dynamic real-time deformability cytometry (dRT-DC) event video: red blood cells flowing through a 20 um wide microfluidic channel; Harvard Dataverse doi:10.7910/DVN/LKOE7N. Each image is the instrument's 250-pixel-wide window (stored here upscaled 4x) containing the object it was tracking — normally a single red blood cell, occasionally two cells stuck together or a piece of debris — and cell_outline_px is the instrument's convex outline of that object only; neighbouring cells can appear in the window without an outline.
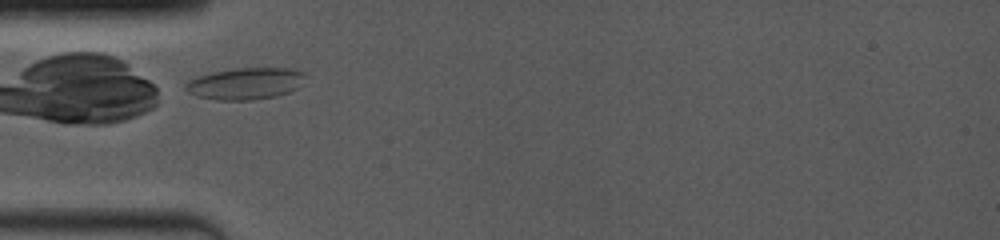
{"species": "common noctule bat (a hibernating species)", "species_latin": "Nyctalus noctula", "temperature_condition": "room temperature", "stored_images_in_passage": 6, "camera_frame_rate_fps": 4000, "um_per_image_px": 0.085, "animal": {"sex": "female", "body_mass_g": 19.0, "forearm_length_mm": 53.3}, "frame": {"image": 1, "passage_image": 1, "time_ms": 0.0, "image_size_px": [1000, 240], "cell_outline_px": [[304, 84], [300, 88], [276, 96], [252, 100], [216, 100], [196, 96], [188, 92], [184, 88], [184, 84], [188, 80], [212, 72], [232, 68], [288, 68], [304, 72]], "centroid_in_image_um": [20.87, 7.1], "position_along_channel_um": 64.1, "area_um2": 22.37}}
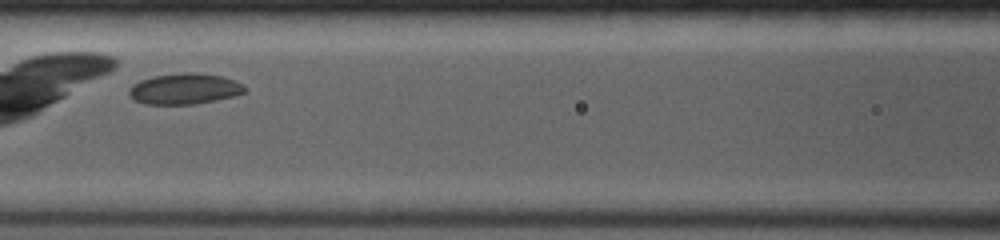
{"frame": {"image": 2, "passage_image": 5, "time_ms": 2.25, "image_size_px": [1000, 240], "cell_outline_px": [[244, 92], [232, 96], [216, 100], [196, 104], [144, 104], [128, 96], [128, 92], [140, 80], [152, 76], [184, 72], [196, 72], [224, 76], [244, 84]], "centroid_in_image_um": [15.7, 7.54], "position_along_channel_um": 150.9, "area_um2": 20.75}}